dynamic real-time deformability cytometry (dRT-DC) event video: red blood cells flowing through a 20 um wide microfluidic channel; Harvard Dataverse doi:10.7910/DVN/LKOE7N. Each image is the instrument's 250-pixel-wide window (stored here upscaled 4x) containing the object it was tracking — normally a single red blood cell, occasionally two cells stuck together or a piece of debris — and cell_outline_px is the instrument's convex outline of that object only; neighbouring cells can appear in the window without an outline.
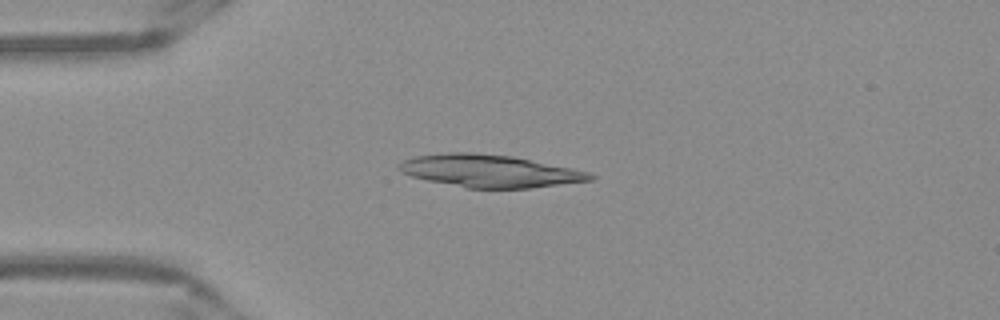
{"species": "Egyptian fruit bat (a non-hibernating species)", "species_latin": "Rousettus aegyptiacus", "temperature_condition": "warm", "stored_images_in_passage": 40, "camera_frame_rate_fps": 3000, "um_per_image_px": 0.085, "frame": {"image": 1, "passage_image": 2, "time_ms": 0.333, "image_size_px": [1000, 320], "cell_outline_px": [[596, 176], [592, 180], [528, 188], [468, 188], [428, 180], [412, 176], [400, 172], [396, 168], [396, 164], [404, 160], [416, 156], [448, 152], [476, 152], [512, 156], [572, 168], [588, 172]], "centroid_in_image_um": [41.58, 14.52], "position_along_channel_um": 43.4, "area_um2": 36.07}}
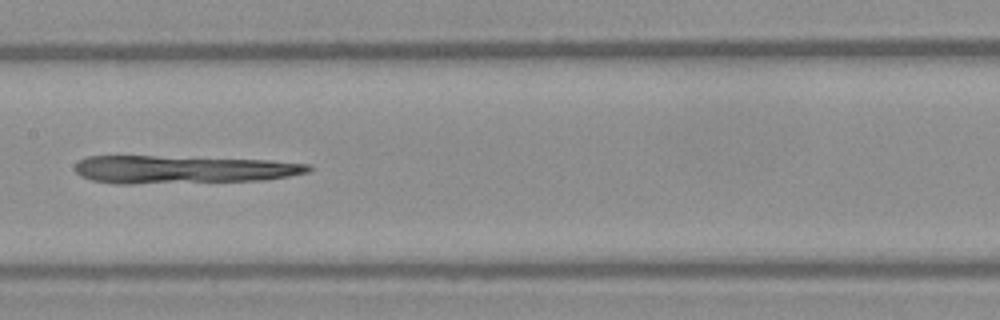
{"frame": {"image": 2, "passage_image": 15, "time_ms": 4.667, "image_size_px": [1000, 320], "cell_outline_px": [[312, 168], [308, 172], [288, 176], [264, 180], [132, 184], [116, 184], [92, 180], [80, 176], [76, 172], [76, 164], [80, 160], [88, 156], [156, 156], [268, 160], [312, 164]], "centroid_in_image_um": [15.54, 14.41], "position_along_channel_um": 191.9, "area_um2": 37.97}}